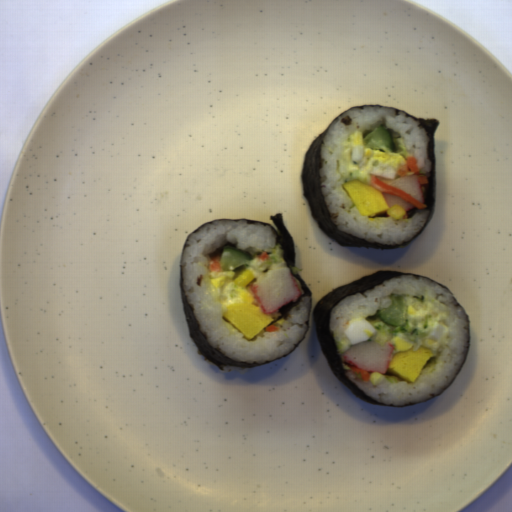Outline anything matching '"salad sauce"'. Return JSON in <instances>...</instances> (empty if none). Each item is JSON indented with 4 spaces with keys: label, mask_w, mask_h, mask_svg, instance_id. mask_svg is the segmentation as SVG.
I'll use <instances>...</instances> for the list:
<instances>
[{
    "label": "salad sauce",
    "mask_w": 512,
    "mask_h": 512,
    "mask_svg": "<svg viewBox=\"0 0 512 512\" xmlns=\"http://www.w3.org/2000/svg\"><path fill=\"white\" fill-rule=\"evenodd\" d=\"M374 327L364 319H353L348 327L343 331L344 336L352 345L365 342L375 334Z\"/></svg>",
    "instance_id": "11859cd6"
}]
</instances>
